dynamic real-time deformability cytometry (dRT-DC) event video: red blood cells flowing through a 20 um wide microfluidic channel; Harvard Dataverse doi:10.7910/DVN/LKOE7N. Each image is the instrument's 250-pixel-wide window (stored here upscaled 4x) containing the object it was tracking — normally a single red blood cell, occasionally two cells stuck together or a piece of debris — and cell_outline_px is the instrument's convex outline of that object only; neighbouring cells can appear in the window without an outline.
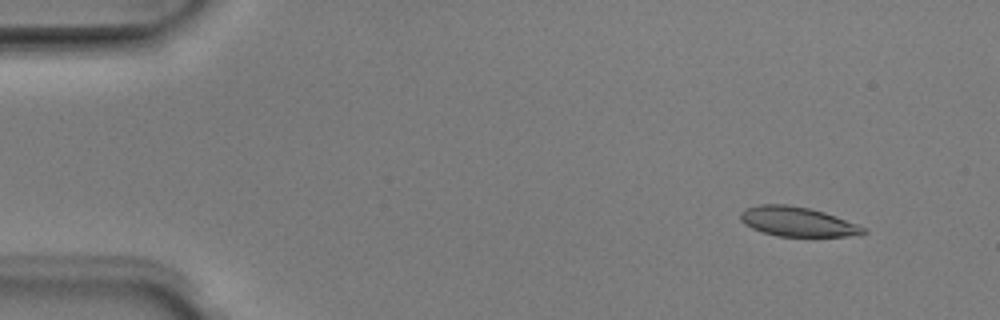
{"species": "Egyptian fruit bat (a non-hibernating species)", "species_latin": "Rousettus aegyptiacus", "temperature_condition": "room temperature", "stored_images_in_passage": 2, "camera_frame_rate_fps": 3000, "um_per_image_px": 0.085, "animal": {"sex": "male"}, "frame": {"image": 1, "passage_image": 2, "time_ms": 0.333, "image_size_px": [1000, 320], "cell_outline_px": [[868, 232], [860, 236], [776, 236], [760, 232], [744, 224], [740, 220], [740, 212], [744, 208], [760, 204], [788, 204], [808, 208], [824, 212], [836, 216], [856, 224], [864, 228]], "centroid_in_image_um": [67.75, 18.84], "position_along_channel_um": 17.3, "area_um2": 21.33}}